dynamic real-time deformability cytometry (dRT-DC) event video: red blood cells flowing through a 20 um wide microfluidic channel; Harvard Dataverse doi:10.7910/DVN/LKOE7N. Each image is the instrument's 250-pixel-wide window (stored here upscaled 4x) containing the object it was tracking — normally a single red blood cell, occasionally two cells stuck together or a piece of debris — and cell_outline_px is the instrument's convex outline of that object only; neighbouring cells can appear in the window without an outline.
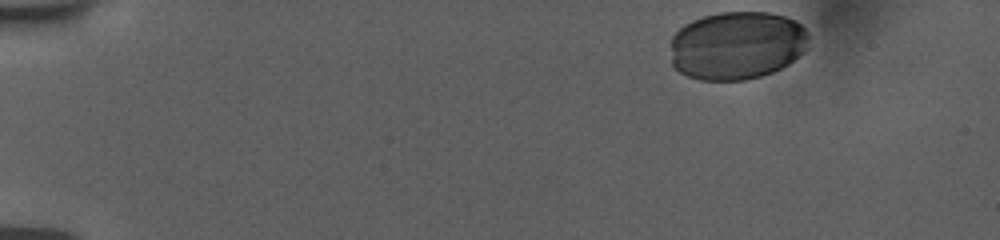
{"species": "human", "species_latin": "Homo sapiens", "temperature_condition": "room temperature", "stored_images_in_passage": 15, "camera_frame_rate_fps": 3000, "um_per_image_px": 0.085, "donor": {"sex": "female"}, "frame": {"image": 1, "passage_image": 1, "time_ms": 0.0, "image_size_px": [1000, 240], "cell_outline_px": [[808, 36], [800, 52], [788, 64], [772, 72], [760, 76], [744, 80], [700, 80], [688, 76], [680, 72], [672, 64], [672, 36], [684, 24], [692, 20], [704, 16], [720, 12], [768, 12], [784, 16], [796, 20], [804, 28]], "centroid_in_image_um": [62.59, 3.85], "position_along_channel_um": 22.4, "area_um2": 54.56}}